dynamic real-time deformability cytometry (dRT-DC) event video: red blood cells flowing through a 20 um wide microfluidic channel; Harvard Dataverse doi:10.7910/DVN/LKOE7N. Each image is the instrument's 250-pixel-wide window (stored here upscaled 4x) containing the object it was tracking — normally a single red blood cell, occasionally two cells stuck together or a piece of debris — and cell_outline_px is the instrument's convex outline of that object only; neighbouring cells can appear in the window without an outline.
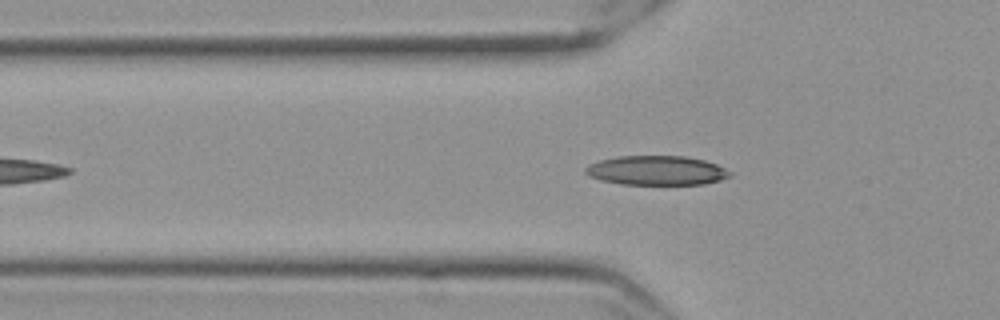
{"species": "Egyptian fruit bat (a non-hibernating species)", "species_latin": "Rousettus aegyptiacus", "temperature_condition": "cold", "stored_images_in_passage": 42, "camera_frame_rate_fps": 3000, "um_per_image_px": 0.085, "frame": {"image": 1, "passage_image": 8, "time_ms": 2.333, "image_size_px": [1000, 320], "cell_outline_px": [[732, 176], [720, 180], [704, 184], [620, 184], [600, 180], [588, 176], [584, 172], [584, 168], [588, 164], [600, 160], [620, 156], [684, 156], [704, 160], [716, 164], [732, 172]], "centroid_in_image_um": [55.79, 14.49], "position_along_channel_um": 70.0, "area_um2": 24.8}}
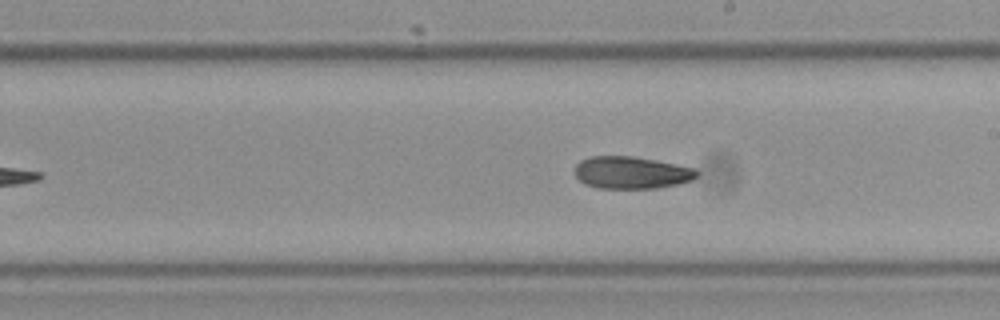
{"frame": {"image": 2, "passage_image": 22, "time_ms": 7.0, "image_size_px": [1000, 320], "cell_outline_px": [[700, 172], [692, 180], [680, 184], [656, 188], [596, 188], [584, 184], [576, 176], [576, 164], [580, 160], [592, 156], [632, 156], [656, 160], [692, 168]], "centroid_in_image_um": [53.66, 14.68], "position_along_channel_um": 235.3, "area_um2": 22.89}}
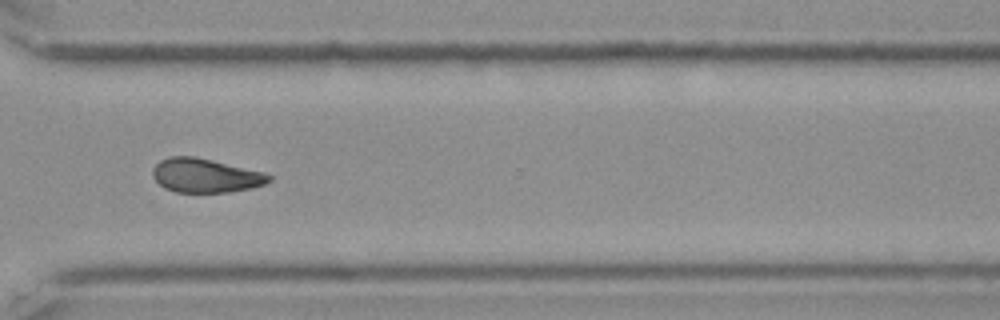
{"frame": {"image": 3, "passage_image": 32, "time_ms": 10.333, "image_size_px": [1000, 320], "cell_outline_px": [[272, 180], [264, 184], [252, 188], [228, 192], [176, 192], [164, 188], [152, 176], [152, 168], [160, 160], [168, 156], [192, 156], [212, 160], [264, 172], [272, 176]], "centroid_in_image_um": [17.45, 14.92], "position_along_channel_um": 353.1, "area_um2": 23.06}, "authors_computed_cell_mechanics": {"area_um2": 23.12, "velocity_mm_per_s": 3.5325, "shape_relaxation_time_tau1_ms": 8.8403, "shape_relaxation_time_tau2_ms": 6.7731, "deformation_change_tau1": 0.1648, "deformation_change_tau2": 0.1288}}